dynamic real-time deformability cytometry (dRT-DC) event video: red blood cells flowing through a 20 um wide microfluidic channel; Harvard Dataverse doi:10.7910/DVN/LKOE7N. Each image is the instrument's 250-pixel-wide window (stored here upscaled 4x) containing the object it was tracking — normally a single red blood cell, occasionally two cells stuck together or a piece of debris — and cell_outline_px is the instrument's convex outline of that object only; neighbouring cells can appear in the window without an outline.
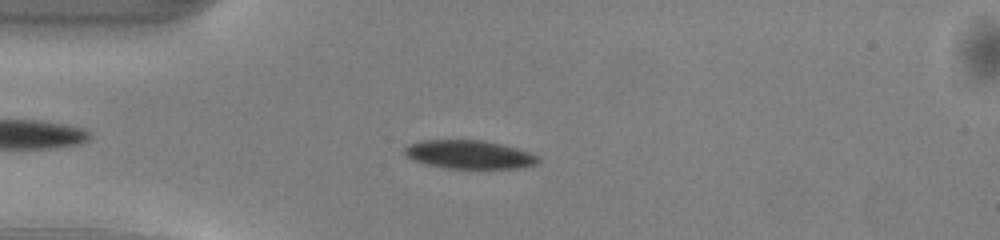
{"species": "common noctule bat (a hibernating species)", "species_latin": "Nyctalus noctula", "temperature_condition": "warm", "stored_images_in_passage": 41, "camera_frame_rate_fps": 3000, "um_per_image_px": 0.085, "animal": {"sex": "male", "body_mass_g": 13.0, "forearm_length_mm": 53.1}, "frame": {"image": 1, "passage_image": 7, "time_ms": 2.0, "image_size_px": [1000, 240], "cell_outline_px": [[540, 160], [536, 164], [524, 168], [448, 168], [428, 164], [412, 160], [404, 156], [404, 148], [408, 144], [420, 140], [484, 140], [504, 144], [540, 156]], "centroid_in_image_um": [39.88, 13.12], "position_along_channel_um": 45.1, "area_um2": 22.37}}
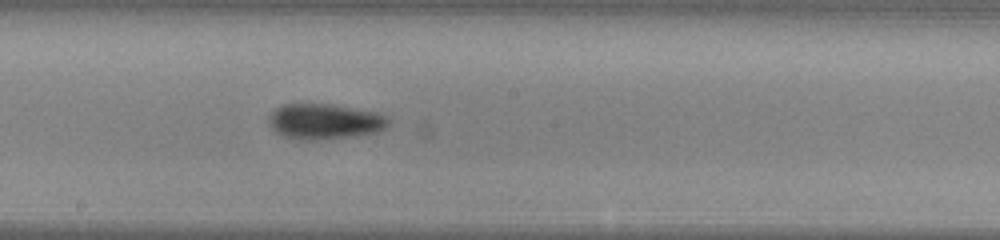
{"frame": {"image": 2, "passage_image": 21, "time_ms": 6.667, "image_size_px": [1000, 240], "cell_outline_px": [[388, 124], [384, 128], [376, 132], [352, 136], [320, 140], [300, 140], [284, 136], [276, 132], [272, 128], [268, 120], [268, 116], [276, 108], [284, 104], [328, 104], [376, 112], [388, 116]], "centroid_in_image_um": [27.57, 10.33], "position_along_channel_um": 220.6, "area_um2": 24.57}}
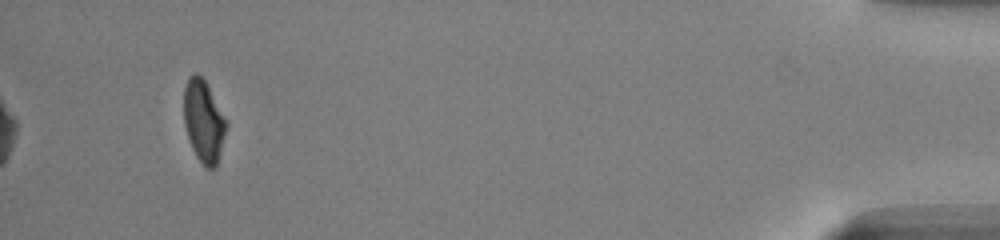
{"frame": {"image": 3, "passage_image": 41, "time_ms": 13.333, "image_size_px": [1000, 240], "cell_outline_px": [[228, 124], [216, 168], [204, 168], [196, 156], [192, 148], [184, 124], [184, 88], [188, 76], [192, 72], [196, 72], [204, 80]], "centroid_in_image_um": [17.29, 10.32], "position_along_channel_um": 417.9, "area_um2": 20.17}, "authors_computed_cell_mechanics": {"area_um2": 23.1778, "velocity_mm_per_s": 4.1287, "shape_relaxation_time_tau1_ms": 2.3781, "shape_relaxation_time_tau2_ms": 9.7913, "deformation_change_tau1": 0.1072, "deformation_change_tau2": 0.1649}}